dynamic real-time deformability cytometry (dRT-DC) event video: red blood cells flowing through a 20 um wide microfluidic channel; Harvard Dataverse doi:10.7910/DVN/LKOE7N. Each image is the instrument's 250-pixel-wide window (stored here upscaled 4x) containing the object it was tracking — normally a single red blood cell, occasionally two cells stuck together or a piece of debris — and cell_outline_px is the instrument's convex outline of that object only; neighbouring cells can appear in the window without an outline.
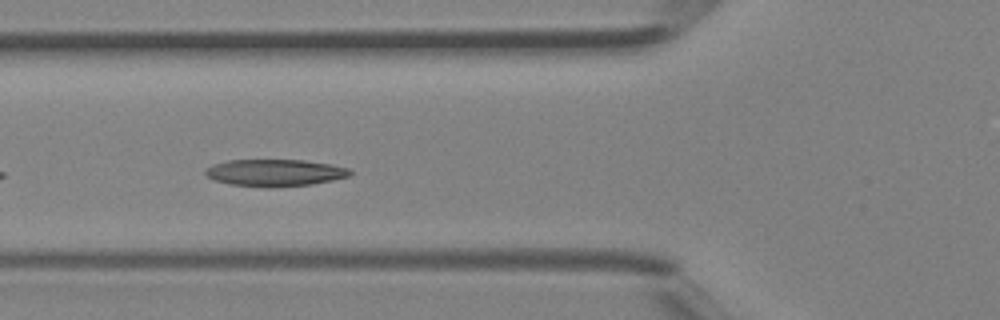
{"species": "Egyptian fruit bat (a non-hibernating species)", "species_latin": "Rousettus aegyptiacus", "temperature_condition": "room temperature", "stored_images_in_passage": 23, "camera_frame_rate_fps": 3000, "um_per_image_px": 0.085, "animal": {"sex": "female"}, "frame": {"image": 1, "passage_image": 4, "time_ms": 1.0, "image_size_px": [1000, 320], "cell_outline_px": [[352, 176], [312, 184], [272, 188], [268, 188], [232, 184], [216, 180], [208, 176], [204, 172], [212, 164], [228, 160], [304, 160], [328, 164], [348, 168], [352, 172]], "centroid_in_image_um": [23.39, 14.69], "position_along_channel_um": 102.4, "area_um2": 22.66}}
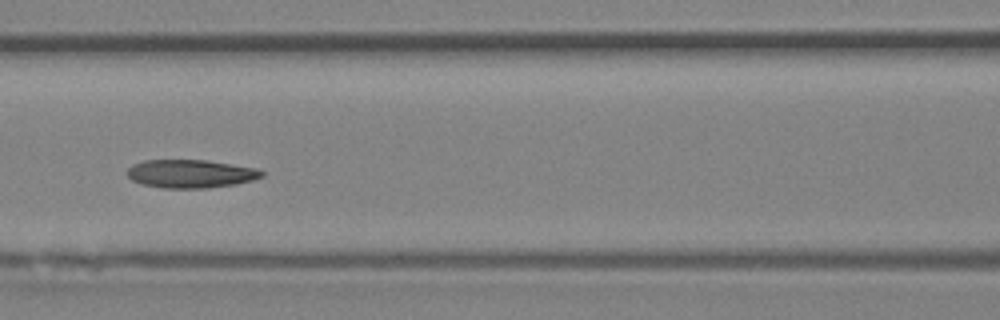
{"frame": {"image": 2, "passage_image": 7, "time_ms": 2.0, "image_size_px": [1000, 320], "cell_outline_px": [[264, 176], [252, 180], [236, 184], [208, 188], [164, 188], [140, 184], [132, 180], [128, 176], [128, 168], [132, 164], [144, 160], [208, 160], [256, 168], [264, 172]], "centroid_in_image_um": [16.2, 14.77], "position_along_channel_um": 150.4, "area_um2": 22.25}}
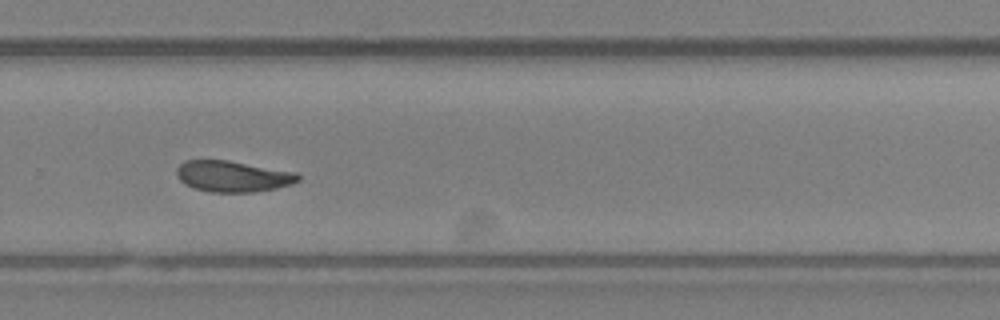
{"frame": {"image": 3, "passage_image": 17, "time_ms": 5.333, "image_size_px": [1000, 320], "cell_outline_px": [[300, 180], [292, 184], [276, 188], [252, 192], [212, 192], [196, 188], [184, 184], [176, 176], [176, 168], [184, 160], [228, 160], [296, 172], [300, 176]], "centroid_in_image_um": [19.78, 14.98], "position_along_channel_um": 310.0, "area_um2": 22.02}}